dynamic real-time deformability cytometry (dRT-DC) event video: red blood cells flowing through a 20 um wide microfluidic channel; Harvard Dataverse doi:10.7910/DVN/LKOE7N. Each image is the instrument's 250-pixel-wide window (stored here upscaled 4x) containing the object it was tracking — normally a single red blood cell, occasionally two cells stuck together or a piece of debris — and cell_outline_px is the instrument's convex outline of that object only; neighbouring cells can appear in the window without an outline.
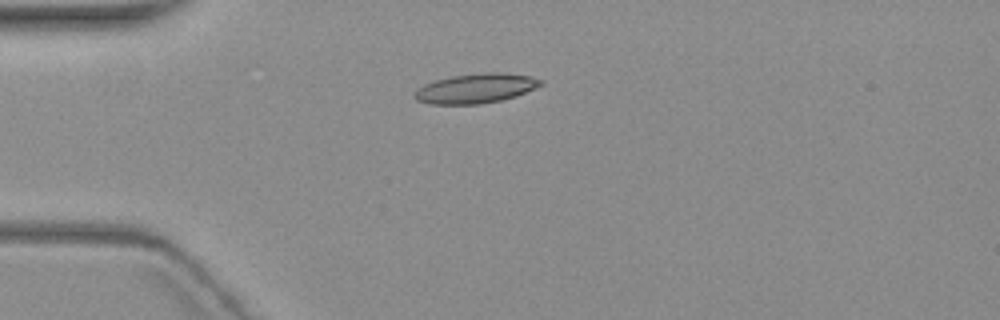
{"species": "common noctule bat (a hibernating species)", "species_latin": "Nyctalus noctula", "temperature_condition": "warm", "stored_images_in_passage": 11, "camera_frame_rate_fps": 3000, "um_per_image_px": 0.085, "animal": {"sex": "female", "body_mass_g": 19.3, "forearm_length_mm": 54.1}, "frame": {"image": 1, "passage_image": 4, "time_ms": 4.333, "image_size_px": [1000, 320], "cell_outline_px": [[544, 84], [536, 88], [516, 96], [500, 100], [480, 104], [428, 104], [416, 100], [412, 96], [412, 92], [416, 88], [424, 84], [436, 80], [452, 76], [484, 72], [504, 72], [532, 76], [544, 80]], "centroid_in_image_um": [40.44, 7.51], "position_along_channel_um": 44.6, "area_um2": 22.14}}
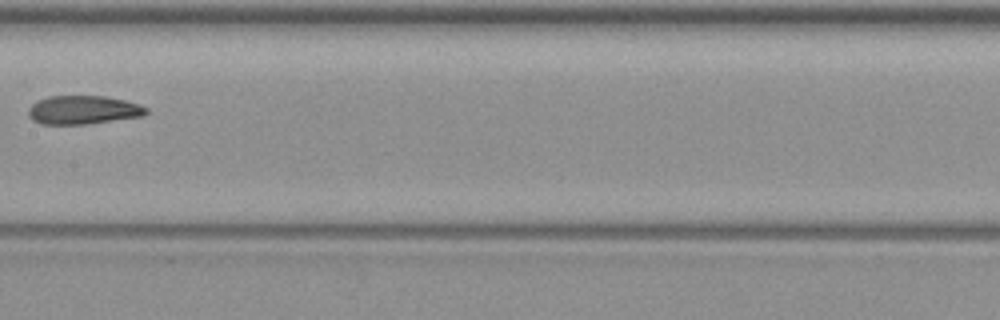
{"frame": {"image": 2, "passage_image": 8, "time_ms": 9.333, "image_size_px": [1000, 320], "cell_outline_px": [[148, 112], [144, 116], [88, 124], [40, 124], [32, 120], [28, 116], [28, 108], [36, 100], [48, 96], [104, 96], [124, 100], [140, 104], [148, 108]], "centroid_in_image_um": [7.06, 9.34], "position_along_channel_um": 200.3, "area_um2": 19.88}}
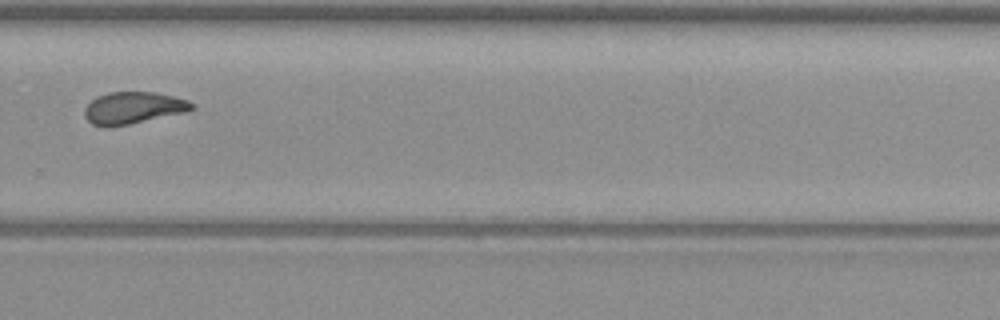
{"frame": {"image": 3, "passage_image": 11, "time_ms": 12.667, "image_size_px": [1000, 320], "cell_outline_px": [[192, 108], [184, 112], [128, 124], [108, 128], [104, 128], [92, 124], [84, 116], [84, 108], [96, 96], [108, 92], [152, 92], [172, 96], [188, 100], [192, 104]], "centroid_in_image_um": [11.23, 9.17], "position_along_channel_um": 318.6, "area_um2": 19.77}}